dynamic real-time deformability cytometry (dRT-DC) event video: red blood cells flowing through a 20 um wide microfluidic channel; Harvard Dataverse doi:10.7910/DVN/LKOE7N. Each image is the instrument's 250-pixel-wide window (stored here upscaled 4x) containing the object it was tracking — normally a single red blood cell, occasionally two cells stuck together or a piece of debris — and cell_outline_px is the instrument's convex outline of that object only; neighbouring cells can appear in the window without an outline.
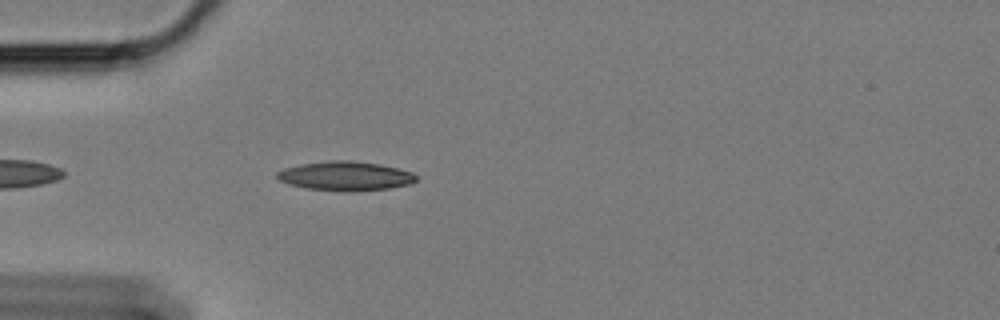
{"species": "Egyptian fruit bat (a non-hibernating species)", "species_latin": "Rousettus aegyptiacus", "temperature_condition": "cold", "stored_images_in_passage": 22, "camera_frame_rate_fps": 3000, "um_per_image_px": 0.085, "animal": {"sex": "female"}, "frame": {"image": 1, "passage_image": 4, "time_ms": 1.0, "image_size_px": [1000, 320], "cell_outline_px": [[416, 180], [408, 184], [388, 188], [308, 188], [288, 184], [280, 180], [276, 176], [276, 172], [284, 168], [300, 164], [332, 160], [352, 160], [380, 164], [412, 172], [416, 176]], "centroid_in_image_um": [29.31, 14.89], "position_along_channel_um": 55.7, "area_um2": 22.37}}
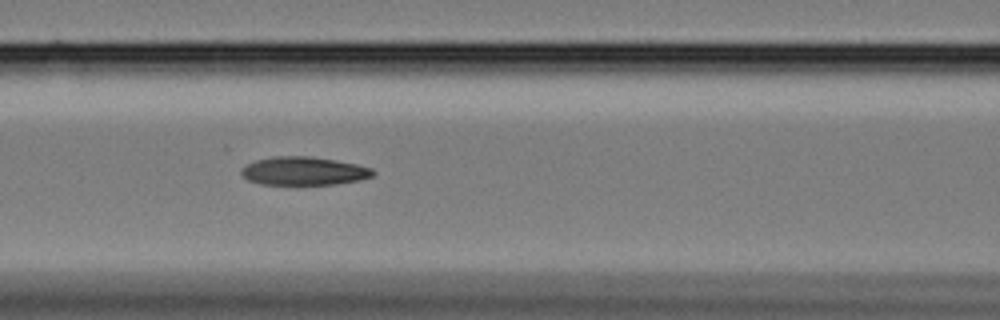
{"frame": {"image": 2, "passage_image": 12, "time_ms": 3.667, "image_size_px": [1000, 320], "cell_outline_px": [[376, 172], [372, 176], [360, 180], [336, 184], [260, 184], [248, 180], [240, 172], [248, 164], [256, 160], [272, 156], [312, 156], [336, 160], [356, 164], [372, 168]], "centroid_in_image_um": [25.85, 14.53], "position_along_channel_um": 140.7, "area_um2": 21.68}}
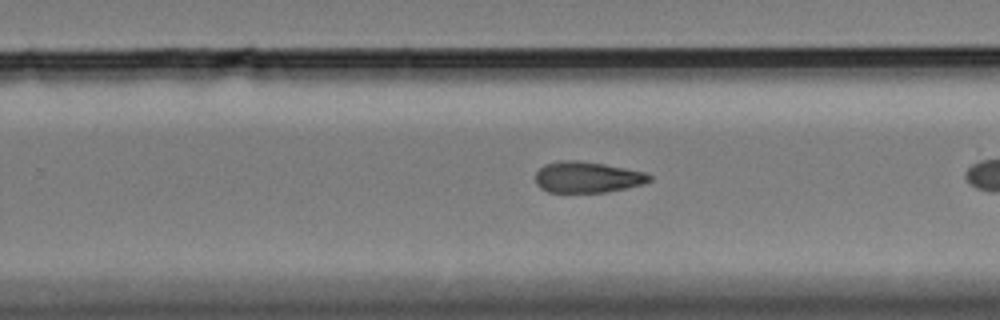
{"frame": {"image": 3, "passage_image": 21, "time_ms": 6.667, "image_size_px": [1000, 320], "cell_outline_px": [[652, 180], [644, 184], [604, 192], [548, 192], [540, 188], [536, 184], [536, 172], [544, 164], [560, 160], [580, 160], [604, 164], [644, 172], [652, 176]], "centroid_in_image_um": [49.9, 15.05], "position_along_channel_um": 279.9, "area_um2": 20.63}}